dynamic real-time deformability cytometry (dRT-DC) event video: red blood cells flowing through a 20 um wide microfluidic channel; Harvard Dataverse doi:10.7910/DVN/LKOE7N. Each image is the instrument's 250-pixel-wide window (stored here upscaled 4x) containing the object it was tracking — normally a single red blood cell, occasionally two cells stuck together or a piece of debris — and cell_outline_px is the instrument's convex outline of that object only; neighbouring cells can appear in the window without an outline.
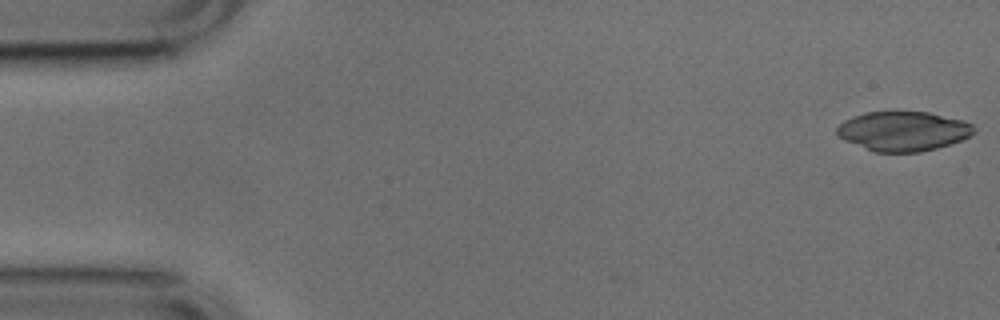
{"species": "common noctule bat (a hibernating species)", "species_latin": "Nyctalus noctula", "temperature_condition": "cold", "stored_images_in_passage": 46, "camera_frame_rate_fps": 3000, "um_per_image_px": 0.085, "animal": {"sex": "male", "body_mass_g": 17.9, "forearm_length_mm": 54.2}, "frame": {"image": 1, "passage_image": 1, "time_ms": 0.0, "image_size_px": [1000, 320], "cell_outline_px": [[976, 132], [960, 140], [936, 148], [920, 152], [876, 152], [844, 140], [836, 136], [836, 128], [844, 120], [852, 116], [864, 112], [896, 108], [928, 112], [964, 120], [972, 124], [976, 128]], "centroid_in_image_um": [76.74, 11.09], "position_along_channel_um": 8.3, "area_um2": 32.48}}